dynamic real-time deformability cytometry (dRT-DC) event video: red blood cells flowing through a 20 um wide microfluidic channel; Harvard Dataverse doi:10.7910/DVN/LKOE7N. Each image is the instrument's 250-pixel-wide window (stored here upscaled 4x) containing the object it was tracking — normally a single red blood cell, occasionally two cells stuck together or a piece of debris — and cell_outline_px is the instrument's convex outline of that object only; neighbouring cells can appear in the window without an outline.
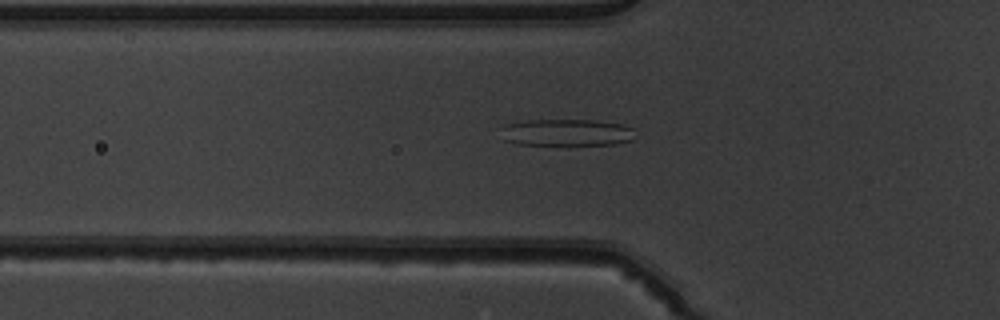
{"species": "common noctule bat (a hibernating species)", "species_latin": "Nyctalus noctula", "temperature_condition": "warm", "stored_images_in_passage": 49, "camera_frame_rate_fps": 3000, "um_per_image_px": 0.085, "animal": {"sex": "male", "body_mass_g": 19.5, "forearm_length_mm": 54.6}, "frame": {"image": 1, "passage_image": 15, "time_ms": 4.667, "image_size_px": [1000, 320], "cell_outline_px": [[636, 136], [632, 140], [616, 144], [568, 148], [520, 144], [504, 140], [500, 128], [500, 124], [528, 120], [592, 120], [620, 124], [632, 128]], "centroid_in_image_um": [48.13, 11.32], "position_along_channel_um": 77.7, "area_um2": 22.37}}
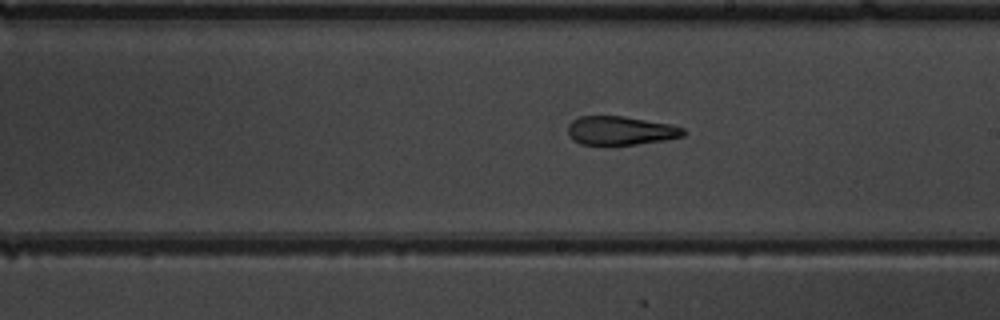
{"frame": {"image": 2, "passage_image": 27, "time_ms": 8.667, "image_size_px": [1000, 320], "cell_outline_px": [[688, 132], [684, 136], [664, 140], [636, 144], [580, 144], [572, 140], [568, 132], [568, 124], [572, 120], [580, 116], [624, 116], [668, 124], [684, 128]], "centroid_in_image_um": [52.74, 11.09], "position_along_channel_um": 236.3, "area_um2": 19.25}}
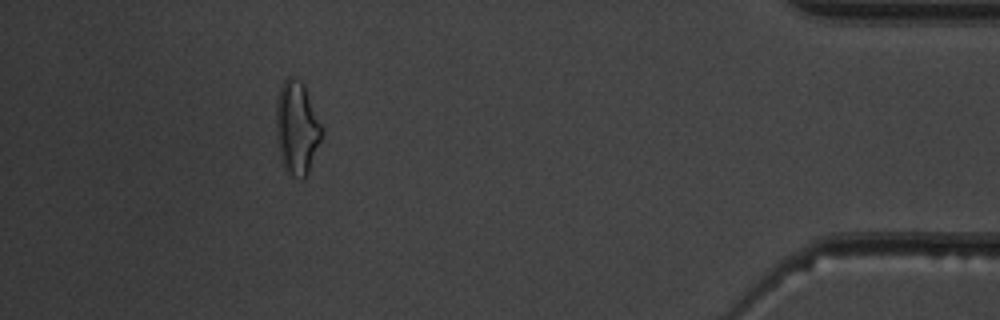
{"frame": {"image": 3, "passage_image": 44, "time_ms": 14.333, "image_size_px": [1000, 320], "cell_outline_px": [[324, 132], [308, 176], [292, 176], [284, 168], [280, 156], [276, 136], [276, 100], [280, 88], [284, 80], [288, 76], [292, 76], [300, 80], [304, 84], [324, 128]], "centroid_in_image_um": [25.26, 10.85], "position_along_channel_um": 409.9, "area_um2": 25.2}, "authors_computed_cell_mechanics": {"area_um2": 21.9062, "velocity_mm_per_s": 3.96, "shape_relaxation_time_tau1_ms": null, "shape_relaxation_time_tau2_ms": 3.9183, "deformation_change_tau1": null, "deformation_change_tau2": 0.1501}}